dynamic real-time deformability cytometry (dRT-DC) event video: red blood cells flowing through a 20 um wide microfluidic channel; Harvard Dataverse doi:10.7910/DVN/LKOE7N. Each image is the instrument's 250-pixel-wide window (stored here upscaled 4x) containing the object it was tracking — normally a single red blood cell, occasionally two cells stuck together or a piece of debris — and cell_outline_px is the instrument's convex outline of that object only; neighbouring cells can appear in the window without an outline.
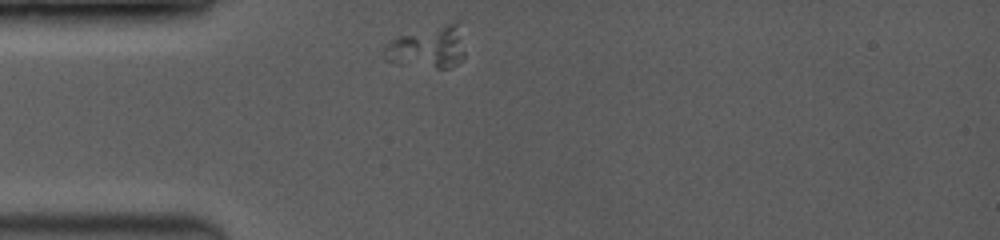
{"species": "common noctule bat (a hibernating species)", "species_latin": "Nyctalus noctula", "temperature_condition": "room temperature", "stored_images_in_passage": 24, "segment_of_instrument_passage": [1, 2], "camera_frame_rate_fps": 3500, "um_per_image_px": 0.085, "animal": {"sex": "female", "body_mass_g": 19.0, "forearm_length_mm": 53.3}, "frame": {"image": 1, "passage_image": 1, "time_ms": 0.0, "image_size_px": [1000, 240], "cell_outline_px": [[464, 56], [456, 64], [448, 68], [436, 68], [388, 60], [384, 56], [384, 48], [396, 36], [456, 20], [460, 20], [464, 52]], "centroid_in_image_um": [36.45, 3.95], "position_along_channel_um": 48.6, "area_um2": 19.65}}